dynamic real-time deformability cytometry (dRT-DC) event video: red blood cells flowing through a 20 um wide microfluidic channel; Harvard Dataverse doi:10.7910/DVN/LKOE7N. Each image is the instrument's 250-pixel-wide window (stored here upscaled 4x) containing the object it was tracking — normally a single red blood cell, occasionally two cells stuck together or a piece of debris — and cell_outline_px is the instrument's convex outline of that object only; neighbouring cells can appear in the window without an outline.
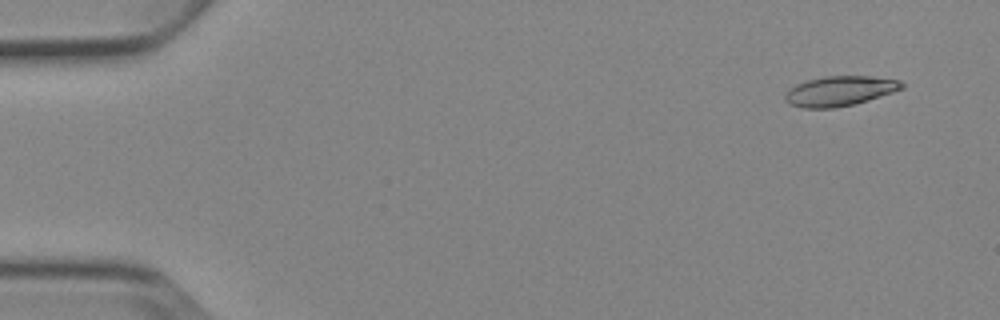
{"species": "Egyptian fruit bat (a non-hibernating species)", "species_latin": "Rousettus aegyptiacus", "temperature_condition": "cold", "stored_images_in_passage": 8, "camera_frame_rate_fps": 3000, "um_per_image_px": 0.085, "animal": {"sex": "female"}, "frame": {"image": 1, "passage_image": 1, "time_ms": 0.0, "image_size_px": [1000, 320], "cell_outline_px": [[904, 88], [868, 100], [852, 104], [832, 108], [804, 108], [788, 104], [784, 100], [784, 92], [788, 88], [796, 84], [808, 80], [824, 76], [872, 76], [900, 80], [904, 84]], "centroid_in_image_um": [71.33, 7.73], "position_along_channel_um": 13.7, "area_um2": 20.4}}
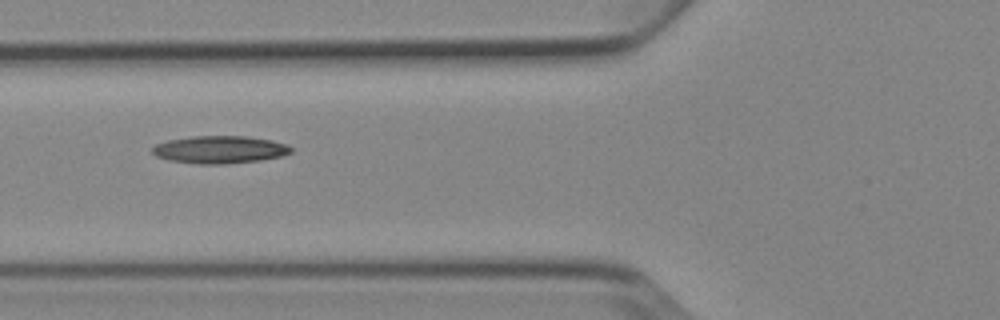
{"frame": {"image": 2, "passage_image": 6, "time_ms": 5.667, "image_size_px": [1000, 320], "cell_outline_px": [[292, 152], [280, 156], [260, 160], [224, 164], [196, 164], [168, 160], [156, 156], [152, 152], [152, 148], [156, 144], [168, 140], [192, 136], [244, 136], [272, 140], [284, 144], [292, 148]], "centroid_in_image_um": [18.64, 12.72], "position_along_channel_um": 107.2, "area_um2": 22.2}}
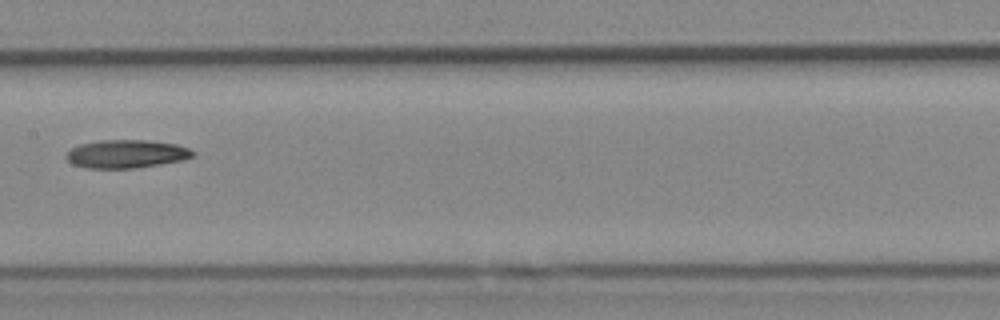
{"frame": {"image": 3, "passage_image": 8, "time_ms": 8.0, "image_size_px": [1000, 320], "cell_outline_px": [[196, 156], [184, 160], [136, 168], [84, 168], [72, 164], [64, 156], [72, 148], [80, 144], [100, 140], [148, 140], [176, 144], [188, 148], [196, 152]], "centroid_in_image_um": [10.77, 13.08], "position_along_channel_um": 196.6, "area_um2": 20.98}}